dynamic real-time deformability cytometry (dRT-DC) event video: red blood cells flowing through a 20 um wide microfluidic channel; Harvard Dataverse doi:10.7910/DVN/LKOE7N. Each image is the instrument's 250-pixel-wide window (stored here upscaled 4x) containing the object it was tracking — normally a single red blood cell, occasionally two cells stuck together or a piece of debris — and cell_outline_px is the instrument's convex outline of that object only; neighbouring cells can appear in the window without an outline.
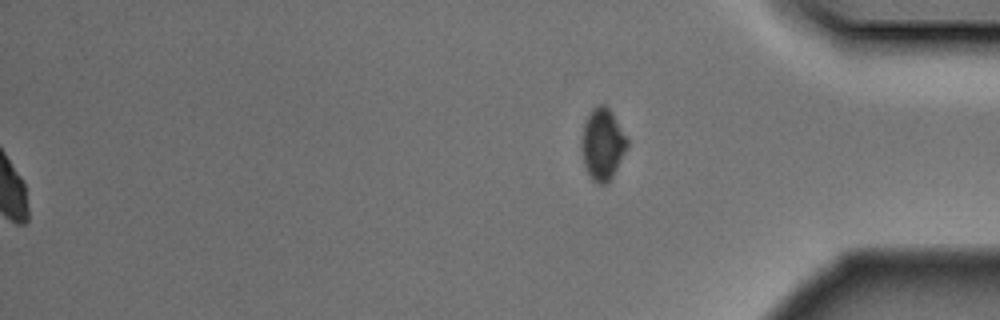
{"species": "Egyptian fruit bat (a non-hibernating species)", "species_latin": "Rousettus aegyptiacus", "temperature_condition": "cold", "stored_images_in_passage": 50, "segment_of_instrument_passage": [2, 2], "camera_frame_rate_fps": 3000, "um_per_image_px": 0.085, "animal": {"sex": "male"}, "frame": {"image": 1, "passage_image": 50, "time_ms": 16.333, "image_size_px": [1000, 320], "cell_outline_px": [[628, 144], [612, 176], [604, 184], [600, 184], [592, 180], [588, 176], [584, 164], [584, 124], [592, 108], [600, 104], [604, 104], [608, 108], [628, 140]], "centroid_in_image_um": [51.23, 12.26], "position_along_channel_um": 384.0, "area_um2": 17.98}}